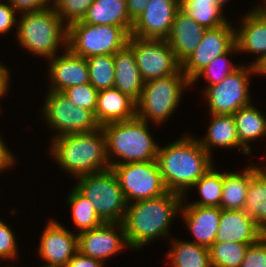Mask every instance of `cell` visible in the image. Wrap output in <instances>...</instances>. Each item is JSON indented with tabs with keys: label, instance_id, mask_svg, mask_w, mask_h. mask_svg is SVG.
<instances>
[{
	"label": "cell",
	"instance_id": "1",
	"mask_svg": "<svg viewBox=\"0 0 266 267\" xmlns=\"http://www.w3.org/2000/svg\"><path fill=\"white\" fill-rule=\"evenodd\" d=\"M211 157L197 138L186 135L159 147L156 161L167 190L186 197V191L214 166Z\"/></svg>",
	"mask_w": 266,
	"mask_h": 267
},
{
	"label": "cell",
	"instance_id": "2",
	"mask_svg": "<svg viewBox=\"0 0 266 267\" xmlns=\"http://www.w3.org/2000/svg\"><path fill=\"white\" fill-rule=\"evenodd\" d=\"M182 201V195L168 191L155 198L128 204L122 222L128 246L139 249L157 237L167 238L169 225L180 211Z\"/></svg>",
	"mask_w": 266,
	"mask_h": 267
},
{
	"label": "cell",
	"instance_id": "3",
	"mask_svg": "<svg viewBox=\"0 0 266 267\" xmlns=\"http://www.w3.org/2000/svg\"><path fill=\"white\" fill-rule=\"evenodd\" d=\"M53 140L50 147L54 159L77 178L111 168L101 127L91 132L56 136Z\"/></svg>",
	"mask_w": 266,
	"mask_h": 267
},
{
	"label": "cell",
	"instance_id": "4",
	"mask_svg": "<svg viewBox=\"0 0 266 267\" xmlns=\"http://www.w3.org/2000/svg\"><path fill=\"white\" fill-rule=\"evenodd\" d=\"M147 125L148 122L136 116L101 127L106 136L107 157L111 167L114 164L156 160L159 146L153 141ZM115 155L123 161H111Z\"/></svg>",
	"mask_w": 266,
	"mask_h": 267
},
{
	"label": "cell",
	"instance_id": "5",
	"mask_svg": "<svg viewBox=\"0 0 266 267\" xmlns=\"http://www.w3.org/2000/svg\"><path fill=\"white\" fill-rule=\"evenodd\" d=\"M17 21V40L33 54L53 58L61 42L67 46L68 27L63 23L54 7L22 14ZM65 43V44H64Z\"/></svg>",
	"mask_w": 266,
	"mask_h": 267
},
{
	"label": "cell",
	"instance_id": "6",
	"mask_svg": "<svg viewBox=\"0 0 266 267\" xmlns=\"http://www.w3.org/2000/svg\"><path fill=\"white\" fill-rule=\"evenodd\" d=\"M190 85L191 81L184 73L144 82L136 101V116L146 122L149 119L156 124L165 122L178 107L183 89Z\"/></svg>",
	"mask_w": 266,
	"mask_h": 267
},
{
	"label": "cell",
	"instance_id": "7",
	"mask_svg": "<svg viewBox=\"0 0 266 267\" xmlns=\"http://www.w3.org/2000/svg\"><path fill=\"white\" fill-rule=\"evenodd\" d=\"M75 186L93 204L104 223H122L128 203L112 168L80 176Z\"/></svg>",
	"mask_w": 266,
	"mask_h": 267
},
{
	"label": "cell",
	"instance_id": "8",
	"mask_svg": "<svg viewBox=\"0 0 266 267\" xmlns=\"http://www.w3.org/2000/svg\"><path fill=\"white\" fill-rule=\"evenodd\" d=\"M129 36L121 26L79 21L68 27L67 47L83 58L114 55L127 45Z\"/></svg>",
	"mask_w": 266,
	"mask_h": 267
},
{
	"label": "cell",
	"instance_id": "9",
	"mask_svg": "<svg viewBox=\"0 0 266 267\" xmlns=\"http://www.w3.org/2000/svg\"><path fill=\"white\" fill-rule=\"evenodd\" d=\"M111 168L129 204L168 192L156 160L114 164Z\"/></svg>",
	"mask_w": 266,
	"mask_h": 267
},
{
	"label": "cell",
	"instance_id": "10",
	"mask_svg": "<svg viewBox=\"0 0 266 267\" xmlns=\"http://www.w3.org/2000/svg\"><path fill=\"white\" fill-rule=\"evenodd\" d=\"M127 46L133 51L144 82L182 72L169 43L163 39H145L129 36Z\"/></svg>",
	"mask_w": 266,
	"mask_h": 267
},
{
	"label": "cell",
	"instance_id": "11",
	"mask_svg": "<svg viewBox=\"0 0 266 267\" xmlns=\"http://www.w3.org/2000/svg\"><path fill=\"white\" fill-rule=\"evenodd\" d=\"M43 115L47 123L61 136L69 133L91 132L98 128L95 114L92 111L76 106L64 92L49 90Z\"/></svg>",
	"mask_w": 266,
	"mask_h": 267
},
{
	"label": "cell",
	"instance_id": "12",
	"mask_svg": "<svg viewBox=\"0 0 266 267\" xmlns=\"http://www.w3.org/2000/svg\"><path fill=\"white\" fill-rule=\"evenodd\" d=\"M248 67L240 65L220 83L206 87L204 95L208 99L210 114L233 115L240 108L251 104L248 77L254 71L252 64Z\"/></svg>",
	"mask_w": 266,
	"mask_h": 267
},
{
	"label": "cell",
	"instance_id": "13",
	"mask_svg": "<svg viewBox=\"0 0 266 267\" xmlns=\"http://www.w3.org/2000/svg\"><path fill=\"white\" fill-rule=\"evenodd\" d=\"M235 31L229 23L206 29L195 51L182 63V72L192 81L213 59L235 45Z\"/></svg>",
	"mask_w": 266,
	"mask_h": 267
},
{
	"label": "cell",
	"instance_id": "14",
	"mask_svg": "<svg viewBox=\"0 0 266 267\" xmlns=\"http://www.w3.org/2000/svg\"><path fill=\"white\" fill-rule=\"evenodd\" d=\"M179 10L180 4L176 0H149L145 11L133 23L130 35L166 40Z\"/></svg>",
	"mask_w": 266,
	"mask_h": 267
},
{
	"label": "cell",
	"instance_id": "15",
	"mask_svg": "<svg viewBox=\"0 0 266 267\" xmlns=\"http://www.w3.org/2000/svg\"><path fill=\"white\" fill-rule=\"evenodd\" d=\"M114 227L120 229L119 234ZM77 237L78 251L101 261L116 255L126 245L129 247L122 223H103L97 228L77 234Z\"/></svg>",
	"mask_w": 266,
	"mask_h": 267
},
{
	"label": "cell",
	"instance_id": "16",
	"mask_svg": "<svg viewBox=\"0 0 266 267\" xmlns=\"http://www.w3.org/2000/svg\"><path fill=\"white\" fill-rule=\"evenodd\" d=\"M39 255L48 265L43 267H65L78 251V237L57 221L50 220L41 235Z\"/></svg>",
	"mask_w": 266,
	"mask_h": 267
},
{
	"label": "cell",
	"instance_id": "17",
	"mask_svg": "<svg viewBox=\"0 0 266 267\" xmlns=\"http://www.w3.org/2000/svg\"><path fill=\"white\" fill-rule=\"evenodd\" d=\"M64 55L50 58L51 90L63 92L71 86L90 83L86 58L73 53L68 47Z\"/></svg>",
	"mask_w": 266,
	"mask_h": 267
},
{
	"label": "cell",
	"instance_id": "18",
	"mask_svg": "<svg viewBox=\"0 0 266 267\" xmlns=\"http://www.w3.org/2000/svg\"><path fill=\"white\" fill-rule=\"evenodd\" d=\"M264 234L244 210H222L215 242L256 243Z\"/></svg>",
	"mask_w": 266,
	"mask_h": 267
},
{
	"label": "cell",
	"instance_id": "19",
	"mask_svg": "<svg viewBox=\"0 0 266 267\" xmlns=\"http://www.w3.org/2000/svg\"><path fill=\"white\" fill-rule=\"evenodd\" d=\"M183 203L182 201L180 213L183 214L188 230L195 237L196 241L193 242L209 248L215 242L219 229L221 208L183 205Z\"/></svg>",
	"mask_w": 266,
	"mask_h": 267
},
{
	"label": "cell",
	"instance_id": "20",
	"mask_svg": "<svg viewBox=\"0 0 266 267\" xmlns=\"http://www.w3.org/2000/svg\"><path fill=\"white\" fill-rule=\"evenodd\" d=\"M205 30L181 9L177 12L166 41L181 64L195 51Z\"/></svg>",
	"mask_w": 266,
	"mask_h": 267
},
{
	"label": "cell",
	"instance_id": "21",
	"mask_svg": "<svg viewBox=\"0 0 266 267\" xmlns=\"http://www.w3.org/2000/svg\"><path fill=\"white\" fill-rule=\"evenodd\" d=\"M95 118L100 127L136 117V101L116 88L98 91Z\"/></svg>",
	"mask_w": 266,
	"mask_h": 267
},
{
	"label": "cell",
	"instance_id": "22",
	"mask_svg": "<svg viewBox=\"0 0 266 267\" xmlns=\"http://www.w3.org/2000/svg\"><path fill=\"white\" fill-rule=\"evenodd\" d=\"M251 11L242 19L240 29L235 31V43L238 51L260 54L256 62L266 54V10L254 8Z\"/></svg>",
	"mask_w": 266,
	"mask_h": 267
},
{
	"label": "cell",
	"instance_id": "23",
	"mask_svg": "<svg viewBox=\"0 0 266 267\" xmlns=\"http://www.w3.org/2000/svg\"><path fill=\"white\" fill-rule=\"evenodd\" d=\"M114 67V88L137 101L142 93L144 81L134 53L127 45L114 54Z\"/></svg>",
	"mask_w": 266,
	"mask_h": 267
},
{
	"label": "cell",
	"instance_id": "24",
	"mask_svg": "<svg viewBox=\"0 0 266 267\" xmlns=\"http://www.w3.org/2000/svg\"><path fill=\"white\" fill-rule=\"evenodd\" d=\"M82 22L93 25L121 26L129 35L133 27L126 0H94Z\"/></svg>",
	"mask_w": 266,
	"mask_h": 267
},
{
	"label": "cell",
	"instance_id": "25",
	"mask_svg": "<svg viewBox=\"0 0 266 267\" xmlns=\"http://www.w3.org/2000/svg\"><path fill=\"white\" fill-rule=\"evenodd\" d=\"M212 121L208 127L205 139L199 142L202 147L209 153L210 147L218 146L223 148L241 147L240 149L246 155L250 154L239 142L237 129L233 115L228 114H210Z\"/></svg>",
	"mask_w": 266,
	"mask_h": 267
},
{
	"label": "cell",
	"instance_id": "26",
	"mask_svg": "<svg viewBox=\"0 0 266 267\" xmlns=\"http://www.w3.org/2000/svg\"><path fill=\"white\" fill-rule=\"evenodd\" d=\"M257 166H248L242 173L224 172L222 210H243L251 176L259 169Z\"/></svg>",
	"mask_w": 266,
	"mask_h": 267
},
{
	"label": "cell",
	"instance_id": "27",
	"mask_svg": "<svg viewBox=\"0 0 266 267\" xmlns=\"http://www.w3.org/2000/svg\"><path fill=\"white\" fill-rule=\"evenodd\" d=\"M243 210L266 235V167L259 168L251 176Z\"/></svg>",
	"mask_w": 266,
	"mask_h": 267
},
{
	"label": "cell",
	"instance_id": "28",
	"mask_svg": "<svg viewBox=\"0 0 266 267\" xmlns=\"http://www.w3.org/2000/svg\"><path fill=\"white\" fill-rule=\"evenodd\" d=\"M233 118L239 142L249 153H251V148L248 145V142L266 134L265 116L256 107L249 104L235 112Z\"/></svg>",
	"mask_w": 266,
	"mask_h": 267
},
{
	"label": "cell",
	"instance_id": "29",
	"mask_svg": "<svg viewBox=\"0 0 266 267\" xmlns=\"http://www.w3.org/2000/svg\"><path fill=\"white\" fill-rule=\"evenodd\" d=\"M171 242L173 249L166 255L171 267H211L208 247L190 241Z\"/></svg>",
	"mask_w": 266,
	"mask_h": 267
},
{
	"label": "cell",
	"instance_id": "30",
	"mask_svg": "<svg viewBox=\"0 0 266 267\" xmlns=\"http://www.w3.org/2000/svg\"><path fill=\"white\" fill-rule=\"evenodd\" d=\"M180 9L205 29H213L228 23L222 10L213 0H186ZM222 9V10H221Z\"/></svg>",
	"mask_w": 266,
	"mask_h": 267
},
{
	"label": "cell",
	"instance_id": "31",
	"mask_svg": "<svg viewBox=\"0 0 266 267\" xmlns=\"http://www.w3.org/2000/svg\"><path fill=\"white\" fill-rule=\"evenodd\" d=\"M68 203L72 207V217L78 234L97 228L104 222L97 215L93 204L76 187L68 196Z\"/></svg>",
	"mask_w": 266,
	"mask_h": 267
},
{
	"label": "cell",
	"instance_id": "32",
	"mask_svg": "<svg viewBox=\"0 0 266 267\" xmlns=\"http://www.w3.org/2000/svg\"><path fill=\"white\" fill-rule=\"evenodd\" d=\"M249 244L214 242L209 247L211 267H240Z\"/></svg>",
	"mask_w": 266,
	"mask_h": 267
},
{
	"label": "cell",
	"instance_id": "33",
	"mask_svg": "<svg viewBox=\"0 0 266 267\" xmlns=\"http://www.w3.org/2000/svg\"><path fill=\"white\" fill-rule=\"evenodd\" d=\"M224 173H220L212 167L208 170L192 187H198L199 194L202 197L190 205L203 207H220L222 198Z\"/></svg>",
	"mask_w": 266,
	"mask_h": 267
},
{
	"label": "cell",
	"instance_id": "34",
	"mask_svg": "<svg viewBox=\"0 0 266 267\" xmlns=\"http://www.w3.org/2000/svg\"><path fill=\"white\" fill-rule=\"evenodd\" d=\"M90 83L98 90L114 87V55H96L86 58Z\"/></svg>",
	"mask_w": 266,
	"mask_h": 267
},
{
	"label": "cell",
	"instance_id": "35",
	"mask_svg": "<svg viewBox=\"0 0 266 267\" xmlns=\"http://www.w3.org/2000/svg\"><path fill=\"white\" fill-rule=\"evenodd\" d=\"M239 52L236 44L223 55L218 56L213 59L206 67H204L197 76L191 81V85L196 82V80L203 76L210 82L208 86H213L220 83L226 76L232 74L237 70L240 65H234L230 62L227 55L232 54V52ZM230 53V54H229Z\"/></svg>",
	"mask_w": 266,
	"mask_h": 267
},
{
	"label": "cell",
	"instance_id": "36",
	"mask_svg": "<svg viewBox=\"0 0 266 267\" xmlns=\"http://www.w3.org/2000/svg\"><path fill=\"white\" fill-rule=\"evenodd\" d=\"M53 1V0H52ZM94 0H54L53 7L57 14L66 21V26L82 21L88 11V8Z\"/></svg>",
	"mask_w": 266,
	"mask_h": 267
},
{
	"label": "cell",
	"instance_id": "37",
	"mask_svg": "<svg viewBox=\"0 0 266 267\" xmlns=\"http://www.w3.org/2000/svg\"><path fill=\"white\" fill-rule=\"evenodd\" d=\"M63 92L76 106L95 113L98 90L91 83L71 86Z\"/></svg>",
	"mask_w": 266,
	"mask_h": 267
},
{
	"label": "cell",
	"instance_id": "38",
	"mask_svg": "<svg viewBox=\"0 0 266 267\" xmlns=\"http://www.w3.org/2000/svg\"><path fill=\"white\" fill-rule=\"evenodd\" d=\"M240 267H266V235L249 245Z\"/></svg>",
	"mask_w": 266,
	"mask_h": 267
},
{
	"label": "cell",
	"instance_id": "39",
	"mask_svg": "<svg viewBox=\"0 0 266 267\" xmlns=\"http://www.w3.org/2000/svg\"><path fill=\"white\" fill-rule=\"evenodd\" d=\"M8 225L0 220V258H15L17 245L15 236Z\"/></svg>",
	"mask_w": 266,
	"mask_h": 267
},
{
	"label": "cell",
	"instance_id": "40",
	"mask_svg": "<svg viewBox=\"0 0 266 267\" xmlns=\"http://www.w3.org/2000/svg\"><path fill=\"white\" fill-rule=\"evenodd\" d=\"M51 0H8L9 4L20 13L36 12L43 10L48 6Z\"/></svg>",
	"mask_w": 266,
	"mask_h": 267
},
{
	"label": "cell",
	"instance_id": "41",
	"mask_svg": "<svg viewBox=\"0 0 266 267\" xmlns=\"http://www.w3.org/2000/svg\"><path fill=\"white\" fill-rule=\"evenodd\" d=\"M15 9L10 4L0 2V33L8 32L12 26H15L17 19Z\"/></svg>",
	"mask_w": 266,
	"mask_h": 267
},
{
	"label": "cell",
	"instance_id": "42",
	"mask_svg": "<svg viewBox=\"0 0 266 267\" xmlns=\"http://www.w3.org/2000/svg\"><path fill=\"white\" fill-rule=\"evenodd\" d=\"M103 261L85 256L77 251L65 267H103Z\"/></svg>",
	"mask_w": 266,
	"mask_h": 267
},
{
	"label": "cell",
	"instance_id": "43",
	"mask_svg": "<svg viewBox=\"0 0 266 267\" xmlns=\"http://www.w3.org/2000/svg\"><path fill=\"white\" fill-rule=\"evenodd\" d=\"M149 0H126L130 20L134 23L145 11Z\"/></svg>",
	"mask_w": 266,
	"mask_h": 267
},
{
	"label": "cell",
	"instance_id": "44",
	"mask_svg": "<svg viewBox=\"0 0 266 267\" xmlns=\"http://www.w3.org/2000/svg\"><path fill=\"white\" fill-rule=\"evenodd\" d=\"M14 162V157L0 138V171H4L5 168H9Z\"/></svg>",
	"mask_w": 266,
	"mask_h": 267
},
{
	"label": "cell",
	"instance_id": "45",
	"mask_svg": "<svg viewBox=\"0 0 266 267\" xmlns=\"http://www.w3.org/2000/svg\"><path fill=\"white\" fill-rule=\"evenodd\" d=\"M5 65L0 64V97H3L7 93V88L9 85V73Z\"/></svg>",
	"mask_w": 266,
	"mask_h": 267
},
{
	"label": "cell",
	"instance_id": "46",
	"mask_svg": "<svg viewBox=\"0 0 266 267\" xmlns=\"http://www.w3.org/2000/svg\"><path fill=\"white\" fill-rule=\"evenodd\" d=\"M254 74H266V54L252 63Z\"/></svg>",
	"mask_w": 266,
	"mask_h": 267
},
{
	"label": "cell",
	"instance_id": "47",
	"mask_svg": "<svg viewBox=\"0 0 266 267\" xmlns=\"http://www.w3.org/2000/svg\"><path fill=\"white\" fill-rule=\"evenodd\" d=\"M217 5H219L221 8L228 0H213Z\"/></svg>",
	"mask_w": 266,
	"mask_h": 267
},
{
	"label": "cell",
	"instance_id": "48",
	"mask_svg": "<svg viewBox=\"0 0 266 267\" xmlns=\"http://www.w3.org/2000/svg\"><path fill=\"white\" fill-rule=\"evenodd\" d=\"M266 1V0H265ZM266 3V2H265ZM257 8H259V9H263V10H266V6L265 5H263V6H259V7H257Z\"/></svg>",
	"mask_w": 266,
	"mask_h": 267
},
{
	"label": "cell",
	"instance_id": "49",
	"mask_svg": "<svg viewBox=\"0 0 266 267\" xmlns=\"http://www.w3.org/2000/svg\"><path fill=\"white\" fill-rule=\"evenodd\" d=\"M179 4L184 3L186 0H176Z\"/></svg>",
	"mask_w": 266,
	"mask_h": 267
}]
</instances>
